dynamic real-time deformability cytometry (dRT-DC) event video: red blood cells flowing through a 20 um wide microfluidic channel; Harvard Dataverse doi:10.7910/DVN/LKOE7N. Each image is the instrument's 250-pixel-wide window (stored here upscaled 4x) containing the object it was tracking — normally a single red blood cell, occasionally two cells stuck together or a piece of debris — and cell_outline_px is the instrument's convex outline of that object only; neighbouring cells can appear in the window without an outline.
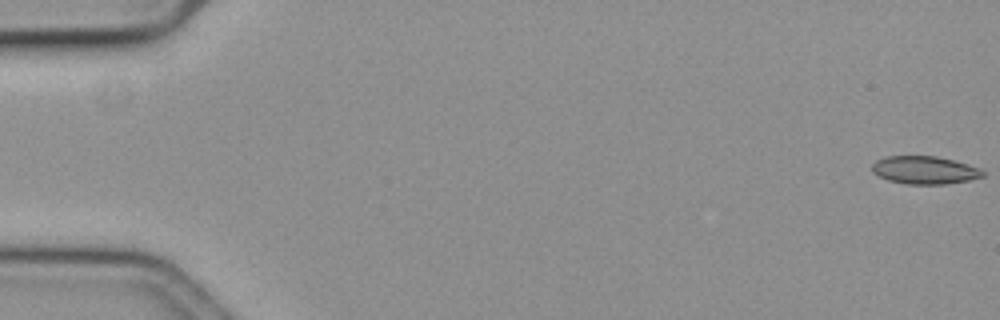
{"species": "common noctule bat (a hibernating species)", "species_latin": "Nyctalus noctula", "temperature_condition": "cold", "stored_images_in_passage": 58, "camera_frame_rate_fps": 3000, "um_per_image_px": 0.085, "animal": {"sex": "female", "body_mass_g": 19.3, "forearm_length_mm": 54.1}, "frame": {"image": 1, "passage_image": 1, "time_ms": 0.0, "image_size_px": [1000, 320], "cell_outline_px": [[984, 176], [968, 180], [944, 184], [908, 184], [888, 180], [872, 172], [872, 164], [876, 160], [884, 156], [936, 156], [952, 160], [980, 168], [984, 172]], "centroid_in_image_um": [78.57, 14.45], "position_along_channel_um": 6.4, "area_um2": 17.86}}
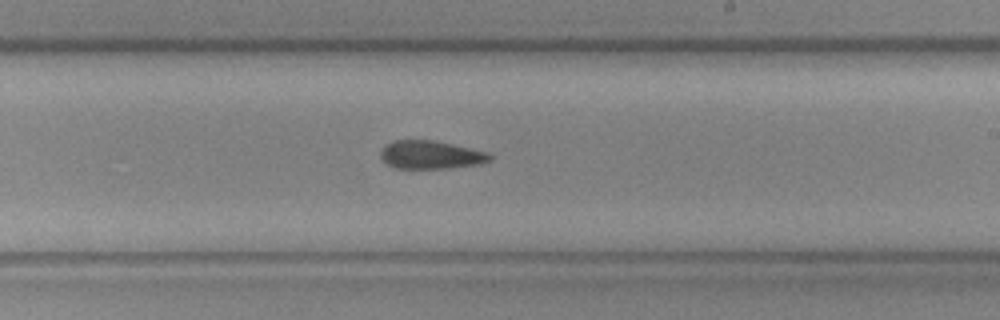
{"frame": {"image": 2, "passage_image": 35, "time_ms": 11.333, "image_size_px": [1000, 320], "cell_outline_px": [[492, 160], [480, 164], [448, 168], [392, 168], [380, 156], [380, 152], [384, 144], [392, 140], [432, 140], [452, 144], [488, 152], [492, 156]], "centroid_in_image_um": [36.6, 13.15], "position_along_channel_um": 252.4, "area_um2": 18.03}}
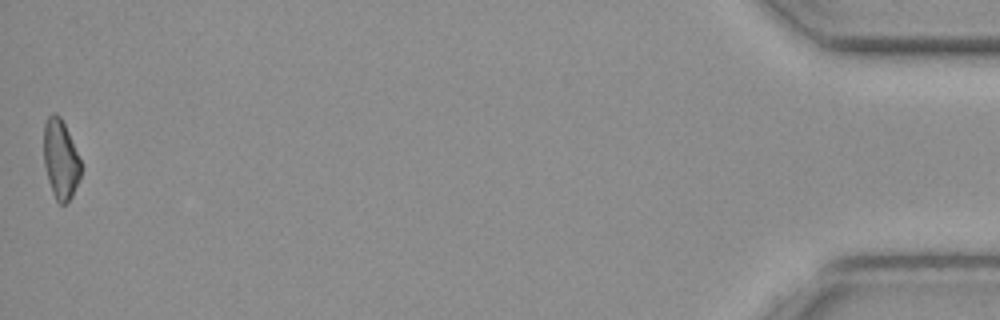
{"frame": {"image": 3, "passage_image": 58, "time_ms": 19.0, "image_size_px": [1000, 320], "cell_outline_px": [[80, 176], [72, 196], [64, 204], [60, 204], [56, 200], [52, 192], [48, 180], [44, 164], [44, 124], [48, 116], [52, 112], [56, 112], [60, 116], [68, 132], [80, 160]], "centroid_in_image_um": [5.13, 13.52], "position_along_channel_um": 430.1, "area_um2": 16.94}}